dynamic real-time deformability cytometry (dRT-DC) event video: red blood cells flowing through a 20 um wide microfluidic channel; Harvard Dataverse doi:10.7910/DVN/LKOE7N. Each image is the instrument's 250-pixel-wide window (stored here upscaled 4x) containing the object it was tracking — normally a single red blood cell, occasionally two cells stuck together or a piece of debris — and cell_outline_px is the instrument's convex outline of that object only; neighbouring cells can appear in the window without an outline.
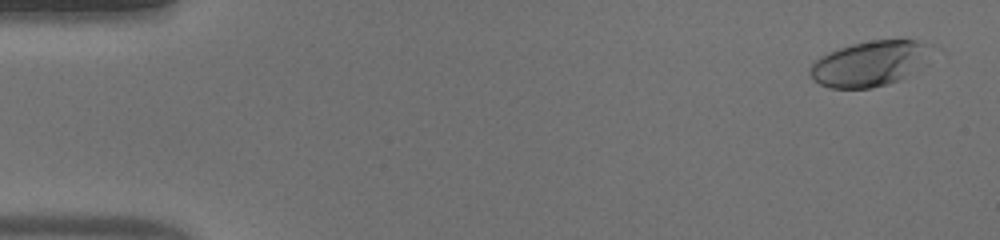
{"species": "human", "species_latin": "Homo sapiens", "temperature_condition": "warm", "stored_images_in_passage": 51, "camera_frame_rate_fps": 3000, "um_per_image_px": 0.085, "donor": {"sex": "male"}, "frame": {"image": 1, "passage_image": 3, "time_ms": 0.667, "image_size_px": [1000, 240], "cell_outline_px": [[920, 44], [904, 76], [900, 80], [888, 84], [872, 88], [828, 88], [820, 84], [808, 72], [812, 64], [820, 56], [840, 48], [852, 44], [872, 40], [916, 40]], "centroid_in_image_um": [73.52, 5.46], "position_along_channel_um": 11.5, "area_um2": 29.02}}
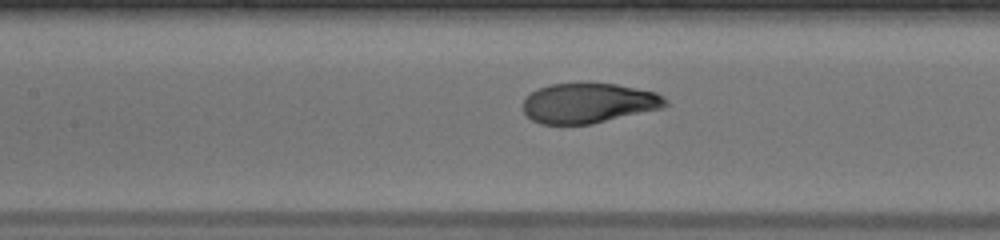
{"frame": {"image": 2, "passage_image": 24, "time_ms": 7.667, "image_size_px": [1000, 240], "cell_outline_px": [[668, 104], [664, 108], [592, 124], [540, 124], [532, 120], [524, 112], [524, 100], [536, 88], [548, 84], [616, 84], [656, 92], [664, 96], [668, 100]], "centroid_in_image_um": [50.07, 8.77], "position_along_channel_um": 157.3, "area_um2": 33.18}}
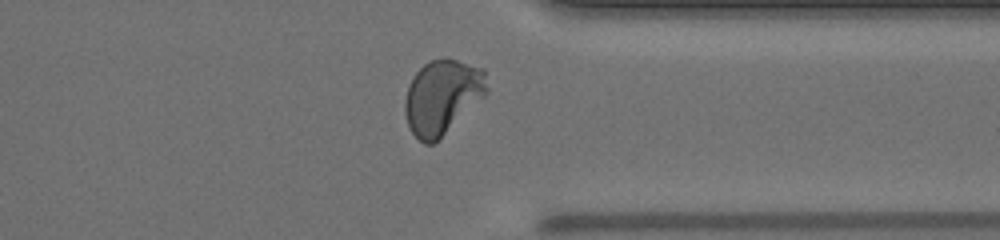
{"frame": {"image": 3, "passage_image": 40, "time_ms": 13.0, "image_size_px": [1000, 240], "cell_outline_px": [[488, 92], [484, 96], [432, 144], [424, 144], [412, 132], [408, 124], [404, 112], [404, 100], [408, 84], [416, 72], [424, 64], [432, 60], [444, 56], [484, 68], [488, 88]], "centroid_in_image_um": [37.58, 8.18], "position_along_channel_um": 373.8, "area_um2": 35.32}, "authors_computed_cell_mechanics": {"area_um2": 34.102, "velocity_mm_per_s": 4.1174, "shape_relaxation_time_tau1_ms": 5.2008, "shape_relaxation_time_tau2_ms": null, "deformation_change_tau1": 0.2411, "deformation_change_tau2": null}}